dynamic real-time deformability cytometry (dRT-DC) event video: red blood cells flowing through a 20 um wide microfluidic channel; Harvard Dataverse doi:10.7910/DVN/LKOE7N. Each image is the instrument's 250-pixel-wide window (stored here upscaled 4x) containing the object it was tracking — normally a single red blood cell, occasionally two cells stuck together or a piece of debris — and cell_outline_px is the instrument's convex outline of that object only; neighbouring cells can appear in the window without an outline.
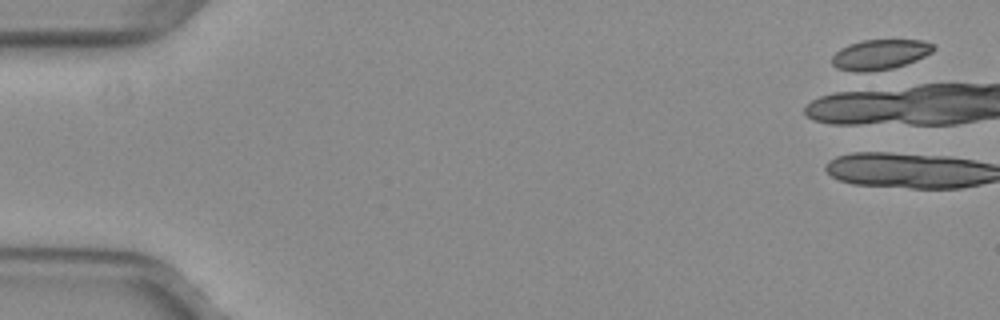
{"species": "common noctule bat (a hibernating species)", "species_latin": "Nyctalus noctula", "temperature_condition": "warm", "stored_images_in_passage": 2, "camera_frame_rate_fps": 3000, "um_per_image_px": 0.085, "animal": {"sex": "female", "body_mass_g": 29.2, "forearm_length_mm": 56.3}, "frame": {"image": 1, "passage_image": 1, "time_ms": 0.0, "image_size_px": [1000, 320], "cell_outline_px": [[936, 48], [932, 52], [916, 60], [892, 68], [864, 72], [860, 72], [836, 68], [832, 64], [832, 56], [840, 48], [848, 44], [860, 40], [924, 40], [932, 44]], "centroid_in_image_um": [74.78, 4.62], "position_along_channel_um": 10.2, "area_um2": 17.74}}